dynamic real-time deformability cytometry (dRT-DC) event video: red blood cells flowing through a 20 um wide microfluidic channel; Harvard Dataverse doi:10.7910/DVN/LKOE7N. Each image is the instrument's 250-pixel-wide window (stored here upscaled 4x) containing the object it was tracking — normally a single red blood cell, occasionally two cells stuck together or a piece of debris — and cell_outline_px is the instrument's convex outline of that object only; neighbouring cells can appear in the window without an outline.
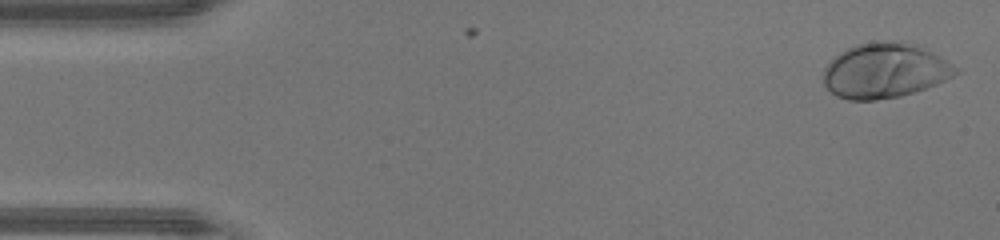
{"species": "human", "species_latin": "Homo sapiens", "temperature_condition": "warm", "stored_images_in_passage": 46, "camera_frame_rate_fps": 3000, "um_per_image_px": 0.085, "donor": {"sex": "male"}, "frame": {"image": 1, "passage_image": 1, "time_ms": 0.0, "image_size_px": [1000, 240], "cell_outline_px": [[956, 72], [952, 76], [936, 84], [900, 96], [876, 100], [848, 100], [836, 96], [824, 84], [824, 68], [840, 52], [856, 44], [880, 40], [900, 40], [916, 44], [952, 64], [956, 68]], "centroid_in_image_um": [75.17, 5.99], "position_along_channel_um": 9.8, "area_um2": 41.96}}
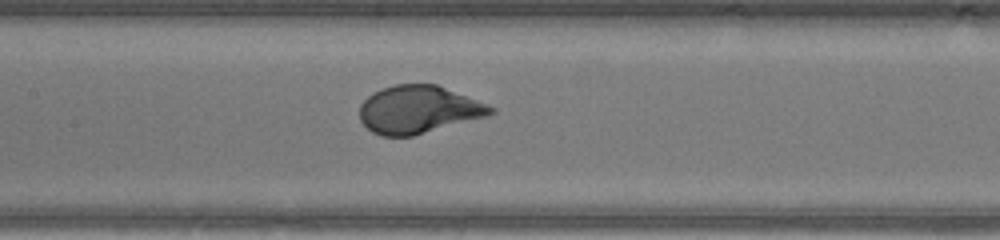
{"frame": {"image": 2, "passage_image": 21, "time_ms": 6.667, "image_size_px": [1000, 240], "cell_outline_px": [[496, 112], [488, 116], [412, 136], [380, 136], [372, 132], [360, 120], [360, 104], [372, 92], [396, 84], [436, 84], [496, 108]], "centroid_in_image_um": [35.56, 9.32], "position_along_channel_um": 171.8, "area_um2": 36.24}}
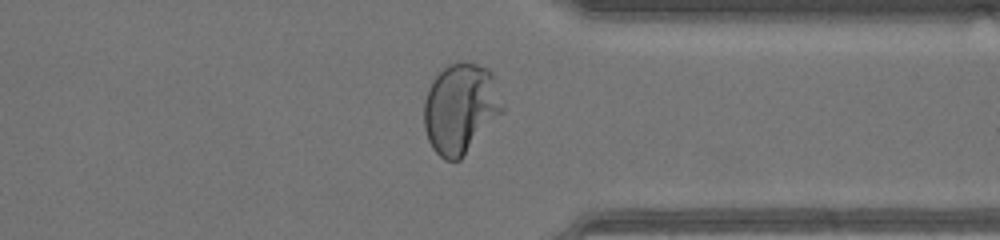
{"frame": {"image": 3, "passage_image": 35, "time_ms": 11.333, "image_size_px": [1000, 240], "cell_outline_px": [[504, 112], [460, 160], [444, 160], [432, 148], [428, 140], [424, 128], [424, 100], [428, 88], [432, 80], [448, 64], [460, 60], [468, 60], [488, 68], [492, 72], [504, 104]], "centroid_in_image_um": [39.16, 9.19], "position_along_channel_um": 372.2, "area_um2": 41.91}, "authors_computed_cell_mechanics": {"area_um2": 37.859, "velocity_mm_per_s": 4.3806, "shape_relaxation_time_tau1_ms": 2.704, "shape_relaxation_time_tau2_ms": null, "deformation_change_tau1": 0.2073, "deformation_change_tau2": null}}